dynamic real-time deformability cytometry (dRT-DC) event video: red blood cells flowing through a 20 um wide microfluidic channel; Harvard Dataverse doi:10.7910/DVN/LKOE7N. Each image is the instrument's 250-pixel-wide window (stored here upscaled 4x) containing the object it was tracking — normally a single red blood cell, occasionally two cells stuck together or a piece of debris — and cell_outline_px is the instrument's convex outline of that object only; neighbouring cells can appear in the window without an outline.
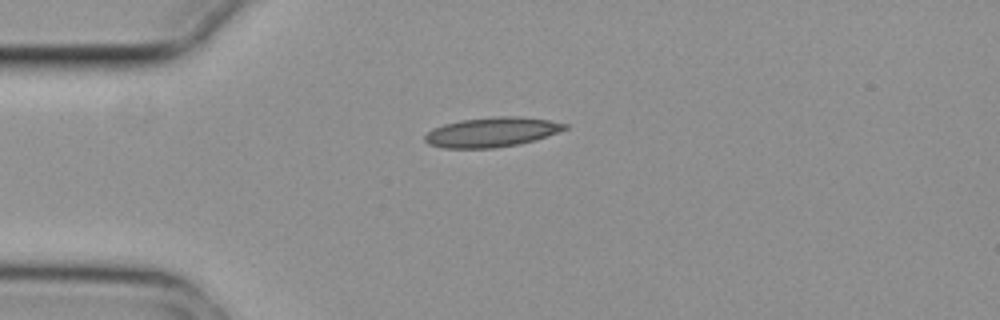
{"species": "common noctule bat (a hibernating species)", "species_latin": "Nyctalus noctula", "temperature_condition": "cold", "stored_images_in_passage": 3, "camera_frame_rate_fps": 3000, "um_per_image_px": 0.085, "animal": {"sex": "female", "body_mass_g": 29.2, "forearm_length_mm": 56.3}, "frame": {"image": 1, "passage_image": 1, "time_ms": 0.0, "image_size_px": [1000, 320], "cell_outline_px": [[568, 128], [536, 140], [520, 144], [496, 148], [444, 148], [428, 144], [424, 140], [424, 136], [432, 128], [444, 124], [460, 120], [496, 116], [516, 116], [548, 120], [568, 124]], "centroid_in_image_um": [41.79, 11.23], "position_along_channel_um": 43.2, "area_um2": 24.28}}
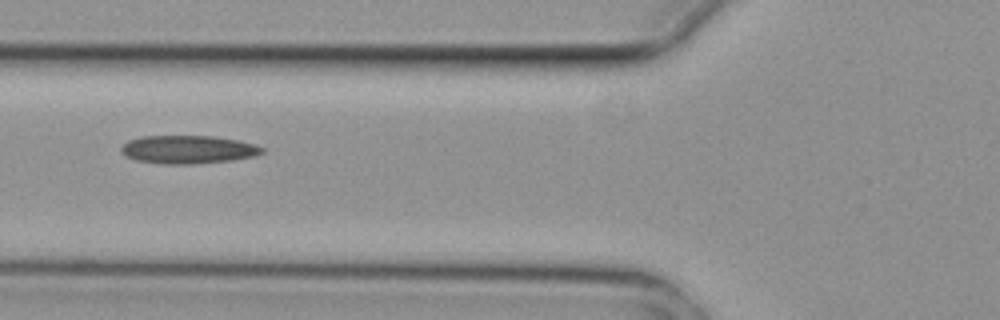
{"frame": {"image": 2, "passage_image": 3, "time_ms": 0.667, "image_size_px": [1000, 320], "cell_outline_px": [[264, 152], [252, 156], [232, 160], [192, 164], [164, 164], [136, 160], [124, 156], [120, 152], [120, 148], [128, 140], [140, 136], [212, 136], [240, 140], [256, 144], [264, 148]], "centroid_in_image_um": [15.96, 12.7], "position_along_channel_um": 109.8, "area_um2": 23.29}}